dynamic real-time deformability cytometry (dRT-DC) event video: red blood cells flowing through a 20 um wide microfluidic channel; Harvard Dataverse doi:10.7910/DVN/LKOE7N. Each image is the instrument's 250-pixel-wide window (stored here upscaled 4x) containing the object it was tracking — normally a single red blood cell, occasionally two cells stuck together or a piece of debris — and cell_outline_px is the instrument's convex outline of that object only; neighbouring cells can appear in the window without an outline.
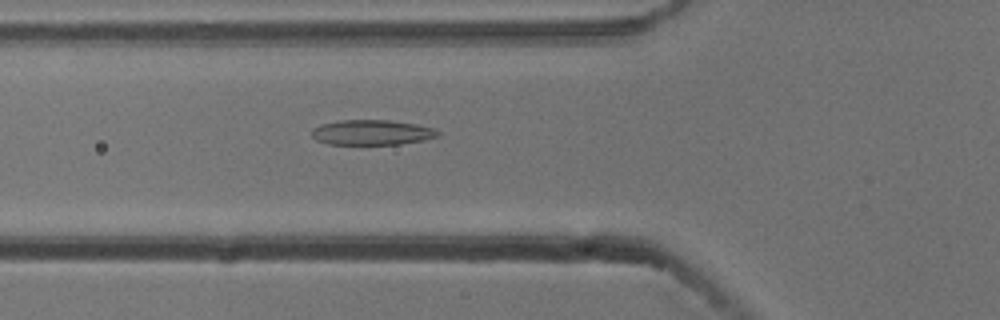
{"species": "common noctule bat (a hibernating species)", "species_latin": "Nyctalus noctula", "temperature_condition": "cold", "stored_images_in_passage": 54, "camera_frame_rate_fps": 3000, "um_per_image_px": 0.085, "animal": {"sex": "male", "body_mass_g": 13.3}, "frame": {"image": 1, "passage_image": 19, "time_ms": 6.0, "image_size_px": [1000, 320], "cell_outline_px": [[440, 136], [424, 140], [400, 144], [328, 144], [316, 140], [312, 136], [312, 128], [320, 124], [340, 120], [388, 120], [416, 124], [432, 128], [440, 132]], "centroid_in_image_um": [31.6, 11.25], "position_along_channel_um": 94.2, "area_um2": 18.5}}
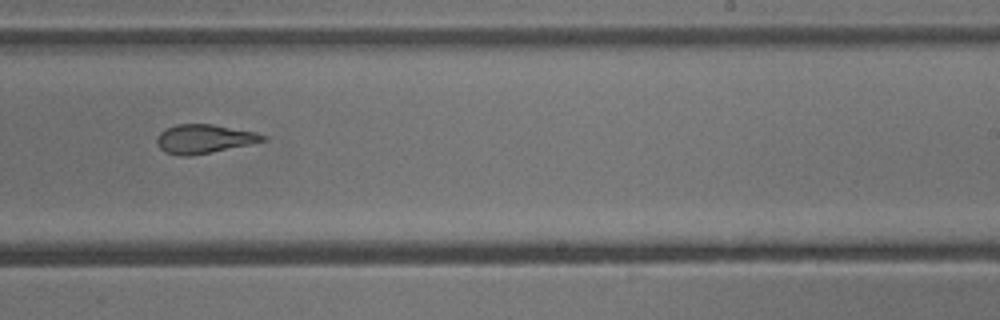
{"frame": {"image": 2, "passage_image": 33, "time_ms": 10.667, "image_size_px": [1000, 320], "cell_outline_px": [[268, 140], [252, 144], [188, 156], [180, 156], [164, 152], [156, 144], [156, 136], [160, 132], [176, 124], [212, 124], [256, 132], [268, 136]], "centroid_in_image_um": [17.36, 11.8], "position_along_channel_um": 271.6, "area_um2": 17.92}}
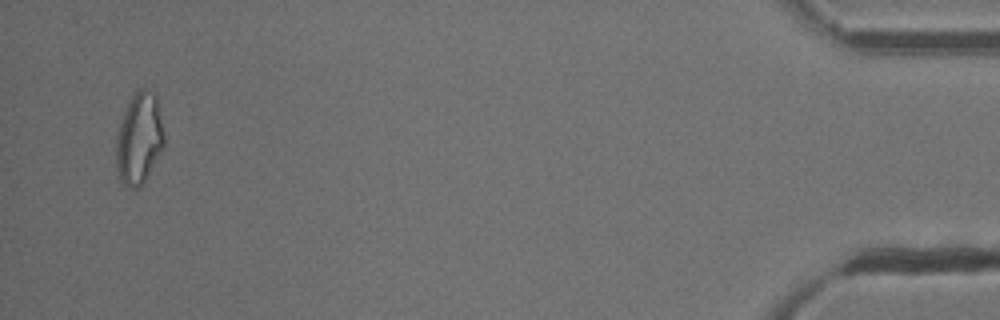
{"frame": {"image": 3, "passage_image": 52, "time_ms": 17.0, "image_size_px": [1000, 320], "cell_outline_px": [[164, 148], [144, 180], [136, 188], [128, 188], [120, 180], [116, 168], [116, 132], [124, 112], [136, 88], [148, 88], [156, 92], [164, 132]], "centroid_in_image_um": [11.83, 11.72], "position_along_channel_um": 423.4, "area_um2": 25.84}, "authors_computed_cell_mechanics": {"area_um2": 19.9121, "velocity_mm_per_s": 3.7834, "shape_relaxation_time_tau1_ms": null, "shape_relaxation_time_tau2_ms": 1.7869, "deformation_change_tau1": null, "deformation_change_tau2": 0.0976}}